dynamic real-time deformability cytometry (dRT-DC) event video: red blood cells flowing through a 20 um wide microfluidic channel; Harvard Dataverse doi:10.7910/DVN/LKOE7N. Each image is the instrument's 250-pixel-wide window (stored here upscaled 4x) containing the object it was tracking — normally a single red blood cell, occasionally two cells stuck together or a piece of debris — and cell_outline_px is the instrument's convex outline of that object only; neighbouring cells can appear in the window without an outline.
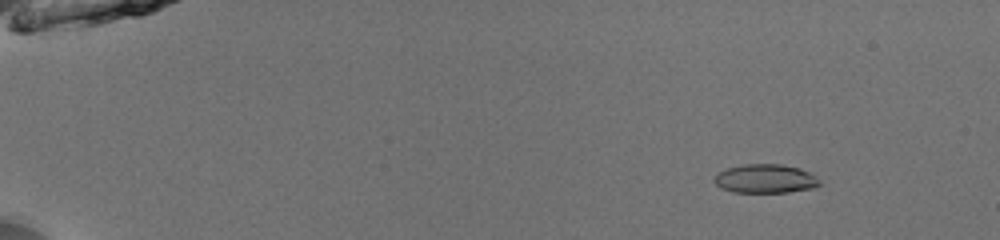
{"species": "common noctule bat (a hibernating species)", "species_latin": "Nyctalus noctula", "temperature_condition": "room temperature", "stored_images_in_passage": 54, "camera_frame_rate_fps": 3000, "um_per_image_px": 0.085, "animal": {"sex": "male", "body_mass_g": 13.0, "forearm_length_mm": 53.1}, "frame": {"image": 1, "passage_image": 8, "time_ms": 2.333, "image_size_px": [1000, 240], "cell_outline_px": [[820, 184], [812, 188], [788, 192], [732, 192], [720, 188], [712, 180], [720, 172], [728, 168], [744, 164], [780, 164], [800, 168], [816, 176], [820, 180]], "centroid_in_image_um": [65.05, 15.19], "position_along_channel_um": 19.9, "area_um2": 17.63}}
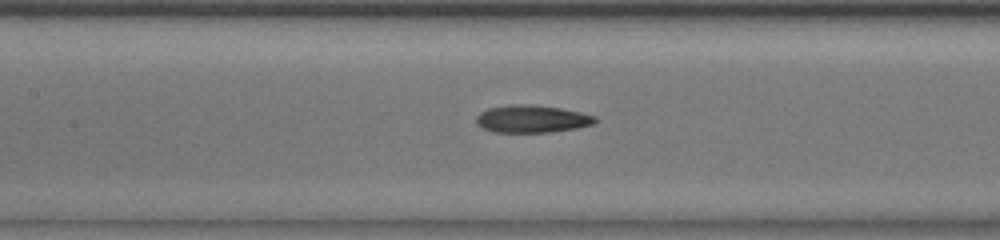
{"frame": {"image": 2, "passage_image": 28, "time_ms": 9.0, "image_size_px": [1000, 240], "cell_outline_px": [[596, 124], [576, 128], [552, 132], [492, 132], [476, 124], [476, 116], [480, 112], [488, 108], [512, 104], [532, 104], [560, 108], [580, 112], [596, 116]], "centroid_in_image_um": [45.21, 10.1], "position_along_channel_um": 162.2, "area_um2": 19.19}}
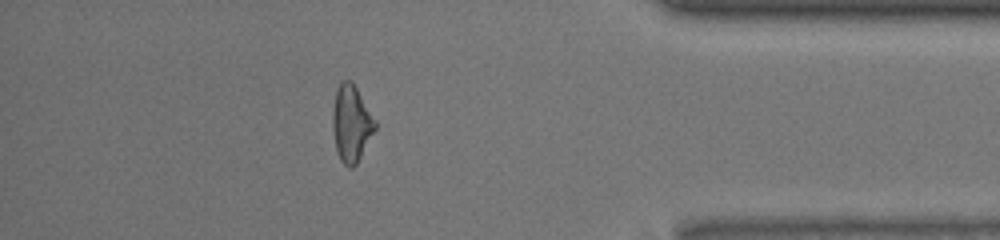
{"frame": {"image": 3, "passage_image": 48, "time_ms": 15.667, "image_size_px": [1000, 240], "cell_outline_px": [[376, 128], [356, 164], [352, 168], [348, 168], [340, 160], [336, 152], [332, 128], [332, 112], [336, 88], [344, 80], [352, 80], [376, 120]], "centroid_in_image_um": [29.84, 10.49], "position_along_channel_um": 405.4, "area_um2": 19.07}, "authors_computed_cell_mechanics": {"area_um2": 18.4093, "velocity_mm_per_s": 4.0053, "shape_relaxation_time_tau1_ms": 3.8052, "shape_relaxation_time_tau2_ms": 4.0582, "deformation_change_tau1": 0.1525, "deformation_change_tau2": 0.1151}}